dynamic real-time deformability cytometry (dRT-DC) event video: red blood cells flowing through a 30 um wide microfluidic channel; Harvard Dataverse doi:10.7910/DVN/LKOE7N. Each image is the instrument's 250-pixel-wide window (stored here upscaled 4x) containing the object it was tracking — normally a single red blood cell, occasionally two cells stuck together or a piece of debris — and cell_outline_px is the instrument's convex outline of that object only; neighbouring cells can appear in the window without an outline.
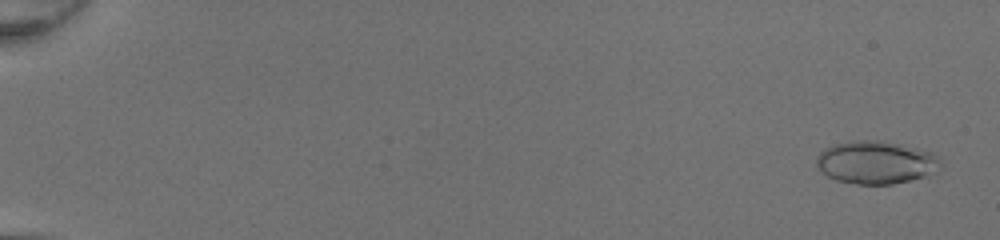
{"species": "common noctule bat (a hibernating species)", "species_latin": "Nyctalus noctula", "temperature_condition": "room temperature", "stored_images_in_passage": 51, "camera_frame_rate_fps": 3000, "um_per_image_px": 0.085, "animal": {"sex": "female", "body_mass_g": 20.0, "forearm_length_mm": 54.0}, "frame": {"image": 1, "passage_image": 3, "time_ms": 0.667, "image_size_px": [1000, 240], "cell_outline_px": [[940, 164], [924, 176], [892, 184], [856, 184], [836, 180], [828, 176], [816, 164], [816, 156], [824, 148], [832, 144], [852, 140], [880, 140], [932, 152], [940, 160]], "centroid_in_image_um": [74.37, 13.78], "position_along_channel_um": 10.6, "area_um2": 30.52}}
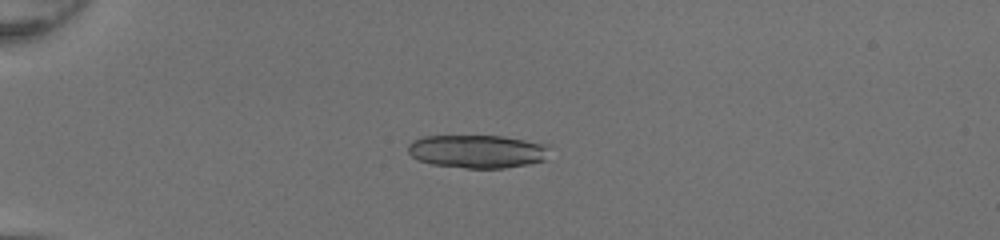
{"frame": {"image": 2, "passage_image": 16, "time_ms": 5.0, "image_size_px": [1000, 240], "cell_outline_px": [[548, 148], [544, 160], [528, 164], [504, 168], [464, 168], [432, 164], [420, 160], [412, 156], [408, 152], [408, 144], [412, 140], [424, 136], [504, 136], [548, 144]], "centroid_in_image_um": [40.56, 12.86], "position_along_channel_um": 44.4, "area_um2": 27.34}}